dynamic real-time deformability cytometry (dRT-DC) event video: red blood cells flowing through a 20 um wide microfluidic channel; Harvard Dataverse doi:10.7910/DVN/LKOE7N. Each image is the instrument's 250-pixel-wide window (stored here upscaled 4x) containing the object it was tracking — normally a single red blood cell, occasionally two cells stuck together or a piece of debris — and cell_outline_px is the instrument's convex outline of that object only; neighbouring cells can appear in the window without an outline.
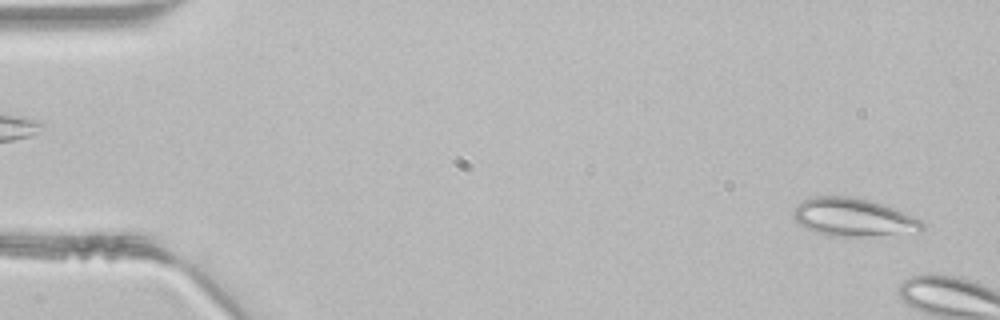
{"species": "common noctule bat (a hibernating species)", "species_latin": "Nyctalus noctula", "temperature_condition": "room temperature", "stored_images_in_passage": 5, "camera_frame_rate_fps": 3000, "um_per_image_px": 0.085, "animal": {"sex": "male", "body_mass_g": 21.5, "forearm_length_mm": 52.0}, "frame": {"image": 1, "passage_image": 2, "time_ms": 0.333, "image_size_px": [1000, 320], "cell_outline_px": [[924, 228], [920, 232], [864, 236], [828, 236], [816, 232], [800, 224], [792, 216], [792, 212], [796, 204], [804, 200], [816, 196], [852, 196], [876, 200], [904, 212], [920, 220], [924, 224]], "centroid_in_image_um": [72.54, 18.45], "position_along_channel_um": 12.5, "area_um2": 28.84}}